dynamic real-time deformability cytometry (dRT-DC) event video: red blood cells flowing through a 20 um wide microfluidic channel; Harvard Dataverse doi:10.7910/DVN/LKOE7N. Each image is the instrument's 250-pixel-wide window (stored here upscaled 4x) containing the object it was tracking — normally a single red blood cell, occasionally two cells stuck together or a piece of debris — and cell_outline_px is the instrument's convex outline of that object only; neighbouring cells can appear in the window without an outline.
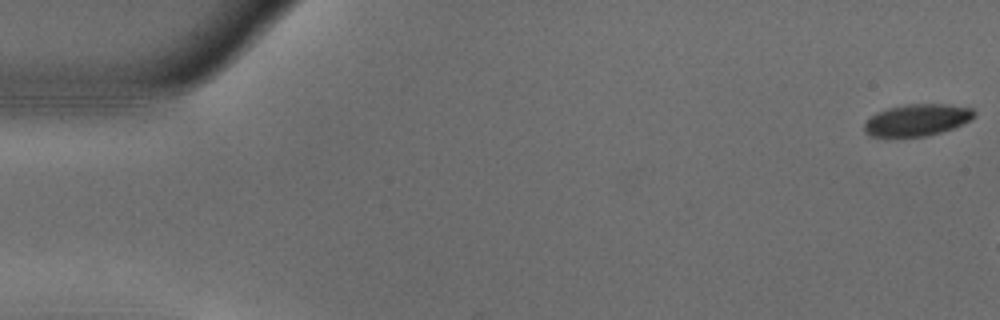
{"species": "common noctule bat (a hibernating species)", "species_latin": "Nyctalus noctula", "temperature_condition": "warm", "stored_images_in_passage": 7, "camera_frame_rate_fps": 3000, "um_per_image_px": 0.085, "animal": {"sex": "male", "body_mass_g": 18.8}, "frame": {"image": 1, "passage_image": 1, "time_ms": 0.0, "image_size_px": [1000, 320], "cell_outline_px": [[976, 116], [952, 128], [940, 132], [924, 136], [872, 136], [864, 132], [864, 124], [876, 112], [888, 108], [904, 104], [948, 104], [972, 108], [976, 112]], "centroid_in_image_um": [77.95, 10.18], "position_along_channel_um": 7.0, "area_um2": 20.11}}